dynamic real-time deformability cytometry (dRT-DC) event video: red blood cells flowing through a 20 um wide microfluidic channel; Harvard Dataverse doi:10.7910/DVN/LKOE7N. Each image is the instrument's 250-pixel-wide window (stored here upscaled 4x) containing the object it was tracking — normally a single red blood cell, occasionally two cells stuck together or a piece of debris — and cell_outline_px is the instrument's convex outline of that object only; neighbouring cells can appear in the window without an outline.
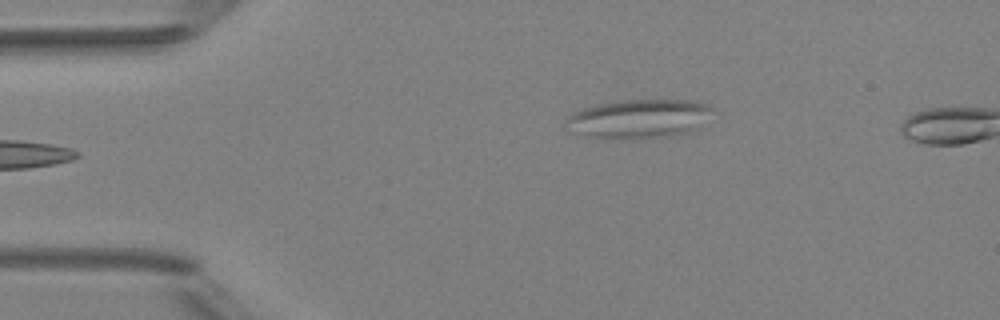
{"species": "Egyptian fruit bat (a non-hibernating species)", "species_latin": "Rousettus aegyptiacus", "temperature_condition": "room temperature", "stored_images_in_passage": 5, "camera_frame_rate_fps": 3000, "um_per_image_px": 0.085, "animal": {"sex": "female"}, "frame": {"image": 1, "passage_image": 5, "time_ms": 5.667, "image_size_px": [1000, 320], "cell_outline_px": [[712, 108], [696, 128], [688, 132], [672, 136], [644, 140], [604, 140], [584, 136], [576, 132], [564, 124], [564, 120], [568, 116], [584, 108], [600, 104], [624, 100], [688, 100], [708, 104]], "centroid_in_image_um": [54.23, 10.14], "position_along_channel_um": 30.8, "area_um2": 33.47}}